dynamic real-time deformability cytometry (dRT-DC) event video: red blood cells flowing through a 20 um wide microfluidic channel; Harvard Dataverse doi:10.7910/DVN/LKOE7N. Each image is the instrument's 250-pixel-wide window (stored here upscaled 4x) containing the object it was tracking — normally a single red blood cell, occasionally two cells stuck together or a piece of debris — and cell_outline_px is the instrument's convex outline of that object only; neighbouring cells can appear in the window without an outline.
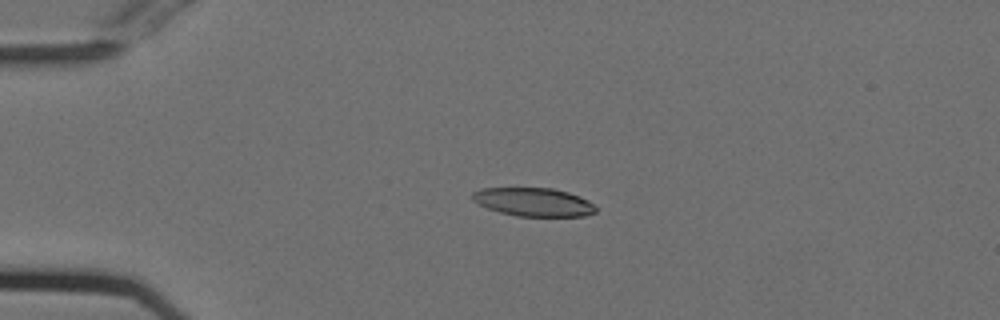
{"species": "Egyptian fruit bat (a non-hibernating species)", "species_latin": "Rousettus aegyptiacus", "temperature_condition": "cold", "stored_images_in_passage": 54, "camera_frame_rate_fps": 3000, "um_per_image_px": 0.085, "animal": {"sex": "female"}, "frame": {"image": 1, "passage_image": 13, "time_ms": 4.0, "image_size_px": [1000, 320], "cell_outline_px": [[596, 212], [584, 216], [516, 216], [500, 212], [488, 208], [472, 200], [472, 192], [480, 188], [552, 188], [568, 192], [580, 196], [588, 200], [596, 208]], "centroid_in_image_um": [45.35, 17.17], "position_along_channel_um": 39.7, "area_um2": 20.4}}
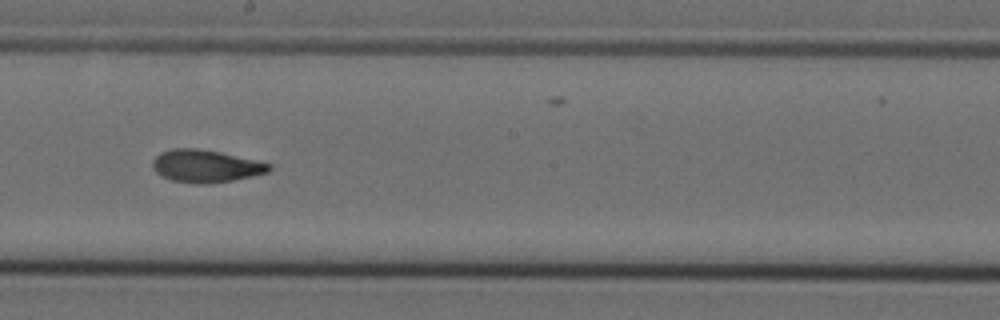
{"frame": {"image": 2, "passage_image": 31, "time_ms": 10.0, "image_size_px": [1000, 320], "cell_outline_px": [[272, 168], [268, 172], [252, 176], [232, 180], [208, 184], [200, 184], [172, 180], [156, 172], [152, 168], [152, 160], [160, 152], [172, 148], [196, 148], [220, 152], [256, 160], [272, 164]], "centroid_in_image_um": [17.48, 14.11], "position_along_channel_um": 230.7, "area_um2": 22.02}}
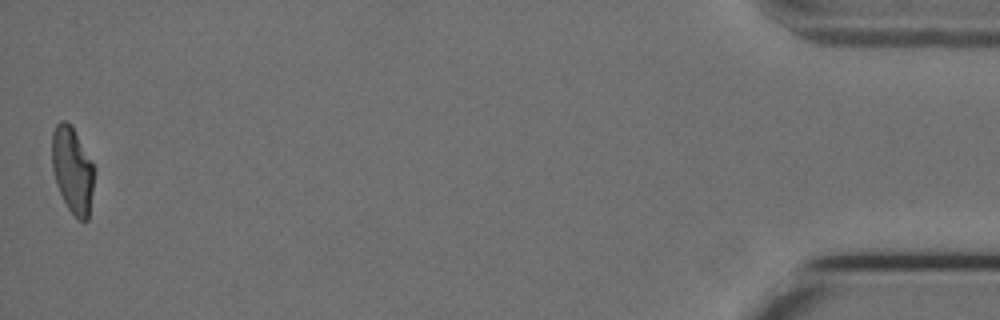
{"frame": {"image": 3, "passage_image": 54, "time_ms": 17.667, "image_size_px": [1000, 320], "cell_outline_px": [[96, 172], [88, 220], [76, 220], [68, 208], [56, 184], [52, 168], [52, 132], [56, 124], [60, 120], [64, 120], [72, 124]], "centroid_in_image_um": [6.16, 14.46], "position_along_channel_um": 429.0, "area_um2": 21.44}, "authors_computed_cell_mechanics": {"area_um2": 21.5016, "velocity_mm_per_s": 3.7462, "shape_relaxation_time_tau1_ms": 6.0911, "shape_relaxation_time_tau2_ms": 2.4942, "deformation_change_tau1": 0.1737, "deformation_change_tau2": 0.09}}